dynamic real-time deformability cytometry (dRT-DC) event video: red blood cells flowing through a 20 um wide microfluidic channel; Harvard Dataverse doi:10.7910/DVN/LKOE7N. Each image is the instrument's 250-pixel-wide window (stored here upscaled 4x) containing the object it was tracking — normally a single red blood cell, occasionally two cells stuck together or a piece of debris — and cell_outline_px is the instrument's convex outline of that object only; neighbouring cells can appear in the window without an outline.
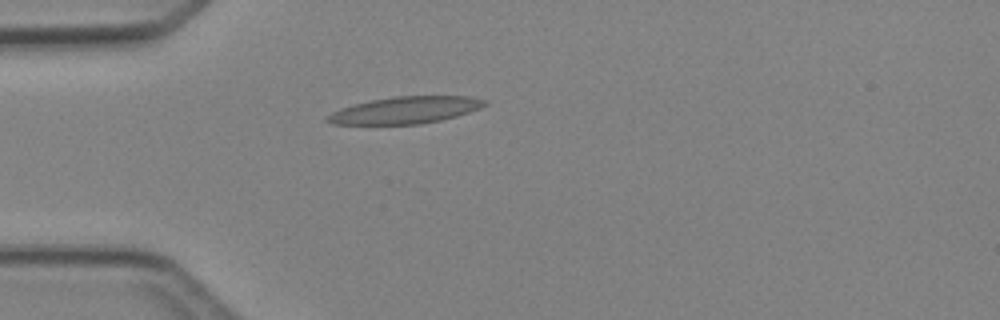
{"species": "Egyptian fruit bat (a non-hibernating species)", "species_latin": "Rousettus aegyptiacus", "temperature_condition": "cold", "stored_images_in_passage": 1, "camera_frame_rate_fps": 3000, "um_per_image_px": 0.085, "animal": {"sex": "female"}, "frame": {"image": 1, "passage_image": 1, "time_ms": 0.0, "image_size_px": [1000, 320], "cell_outline_px": [[488, 104], [480, 108], [456, 116], [440, 120], [420, 124], [332, 124], [324, 120], [332, 112], [340, 108], [372, 100], [392, 96], [472, 96], [488, 100]], "centroid_in_image_um": [34.49, 9.35], "position_along_channel_um": 50.5, "area_um2": 24.62}}